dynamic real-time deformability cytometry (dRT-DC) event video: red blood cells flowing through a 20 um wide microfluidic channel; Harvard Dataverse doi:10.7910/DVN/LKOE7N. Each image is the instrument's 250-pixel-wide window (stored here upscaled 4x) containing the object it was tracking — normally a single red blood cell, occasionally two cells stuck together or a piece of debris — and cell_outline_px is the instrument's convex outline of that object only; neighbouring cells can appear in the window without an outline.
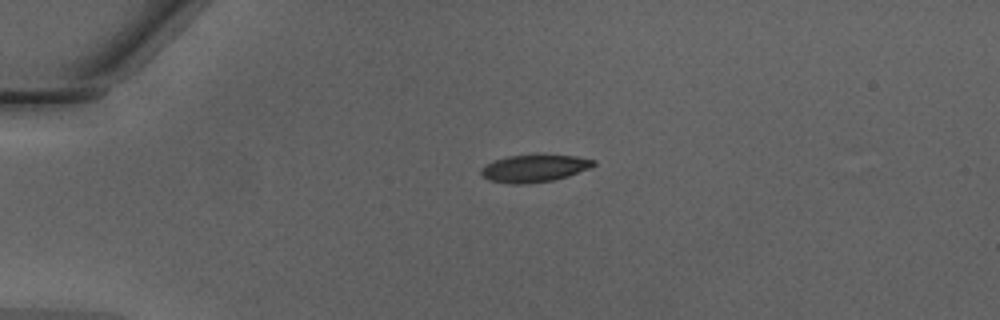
{"species": "Egyptian fruit bat (a non-hibernating species)", "species_latin": "Rousettus aegyptiacus", "temperature_condition": "warm", "stored_images_in_passage": 31, "camera_frame_rate_fps": 3000, "um_per_image_px": 0.085, "animal": {"sex": "male"}, "frame": {"image": 1, "passage_image": 1, "time_ms": 0.0, "image_size_px": [1000, 320], "cell_outline_px": [[596, 164], [592, 168], [568, 176], [552, 180], [528, 184], [512, 184], [488, 180], [480, 172], [480, 168], [492, 160], [508, 156], [536, 152], [544, 152], [576, 156], [596, 160]], "centroid_in_image_um": [45.45, 14.26], "position_along_channel_um": 39.6, "area_um2": 18.9}}
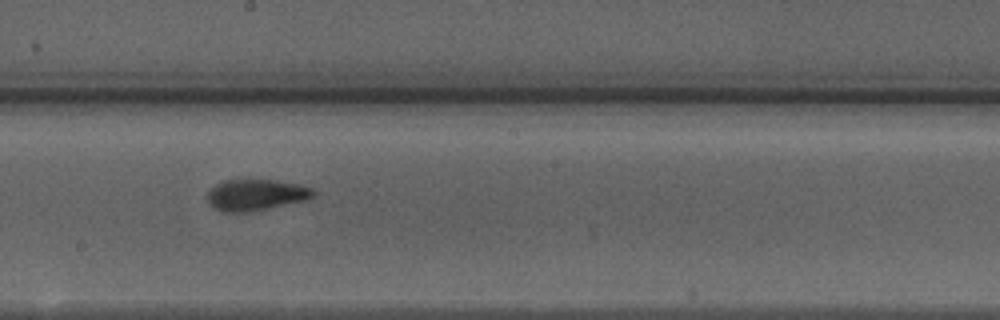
{"frame": {"image": 2, "passage_image": 17, "time_ms": 5.333, "image_size_px": [1000, 320], "cell_outline_px": [[316, 192], [312, 196], [304, 200], [248, 212], [220, 212], [208, 204], [208, 192], [216, 184], [224, 180], [272, 180], [296, 184], [312, 188]], "centroid_in_image_um": [21.69, 16.57], "position_along_channel_um": 226.5, "area_um2": 18.96}}
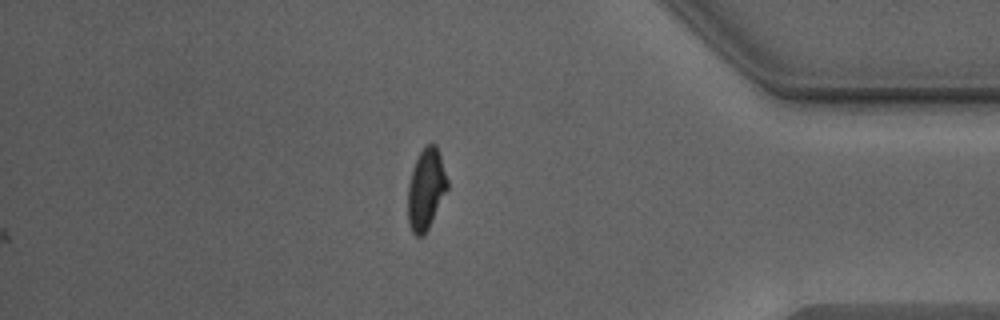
{"frame": {"image": 3, "passage_image": 31, "time_ms": 10.0, "image_size_px": [1000, 320], "cell_outline_px": [[448, 188], [424, 236], [416, 236], [412, 232], [408, 224], [408, 184], [416, 160], [424, 144], [436, 144], [448, 180]], "centroid_in_image_um": [36.2, 16.08], "position_along_channel_um": 399.0, "area_um2": 18.5}, "authors_computed_cell_mechanics": {"area_um2": 19.074, "velocity_mm_per_s": 4.3087, "shape_relaxation_time_tau1_ms": 3.6738, "shape_relaxation_time_tau2_ms": 1.1736, "deformation_change_tau1": 0.149, "deformation_change_tau2": 0.0788}}